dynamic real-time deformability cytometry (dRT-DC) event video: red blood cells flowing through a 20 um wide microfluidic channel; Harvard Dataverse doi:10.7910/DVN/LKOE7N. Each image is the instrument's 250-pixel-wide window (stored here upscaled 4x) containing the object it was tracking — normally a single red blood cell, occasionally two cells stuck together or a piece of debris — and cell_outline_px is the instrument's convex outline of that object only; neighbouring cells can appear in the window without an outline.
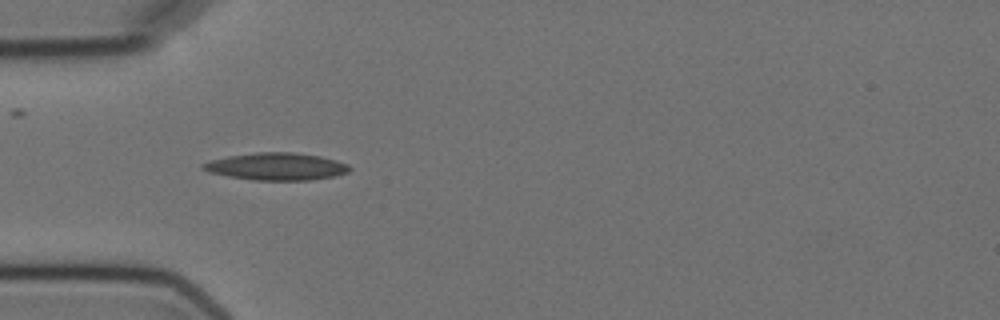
{"species": "Egyptian fruit bat (a non-hibernating species)", "species_latin": "Rousettus aegyptiacus", "temperature_condition": "cold", "stored_images_in_passage": 8, "camera_frame_rate_fps": 3000, "um_per_image_px": 0.085, "animal": {"sex": "female"}, "frame": {"image": 1, "passage_image": 3, "time_ms": 3.0, "image_size_px": [1000, 320], "cell_outline_px": [[352, 168], [348, 172], [336, 176], [308, 180], [252, 180], [228, 176], [208, 172], [200, 168], [200, 164], [212, 160], [228, 156], [256, 152], [292, 152], [320, 156], [336, 160], [348, 164]], "centroid_in_image_um": [23.49, 14.15], "position_along_channel_um": 61.5, "area_um2": 23.41}}
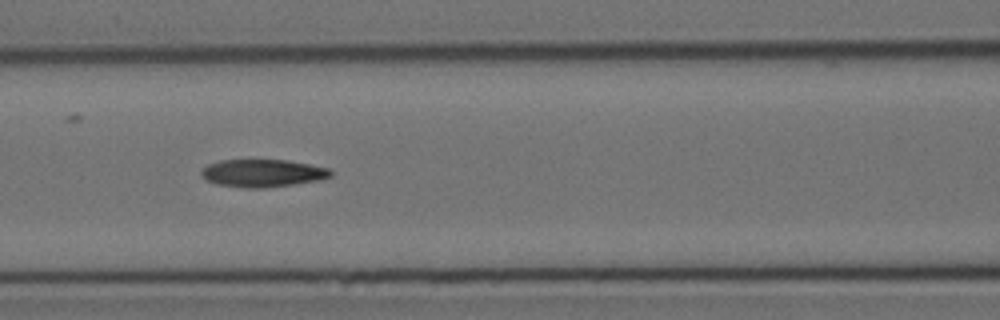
{"frame": {"image": 2, "passage_image": 5, "time_ms": 5.333, "image_size_px": [1000, 320], "cell_outline_px": [[332, 176], [320, 180], [264, 188], [244, 188], [216, 184], [208, 180], [200, 172], [208, 164], [220, 160], [288, 160], [328, 168], [332, 172]], "centroid_in_image_um": [22.33, 14.72], "position_along_channel_um": 144.3, "area_um2": 20.69}}
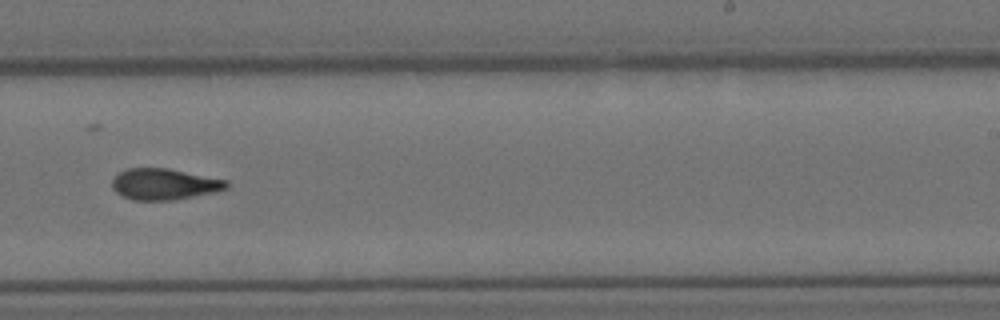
{"frame": {"image": 3, "passage_image": 8, "time_ms": 9.0, "image_size_px": [1000, 320], "cell_outline_px": [[228, 188], [216, 192], [172, 200], [132, 200], [120, 196], [112, 188], [112, 180], [120, 172], [128, 168], [168, 168], [228, 180]], "centroid_in_image_um": [13.96, 15.66], "position_along_channel_um": 275.0, "area_um2": 20.87}}